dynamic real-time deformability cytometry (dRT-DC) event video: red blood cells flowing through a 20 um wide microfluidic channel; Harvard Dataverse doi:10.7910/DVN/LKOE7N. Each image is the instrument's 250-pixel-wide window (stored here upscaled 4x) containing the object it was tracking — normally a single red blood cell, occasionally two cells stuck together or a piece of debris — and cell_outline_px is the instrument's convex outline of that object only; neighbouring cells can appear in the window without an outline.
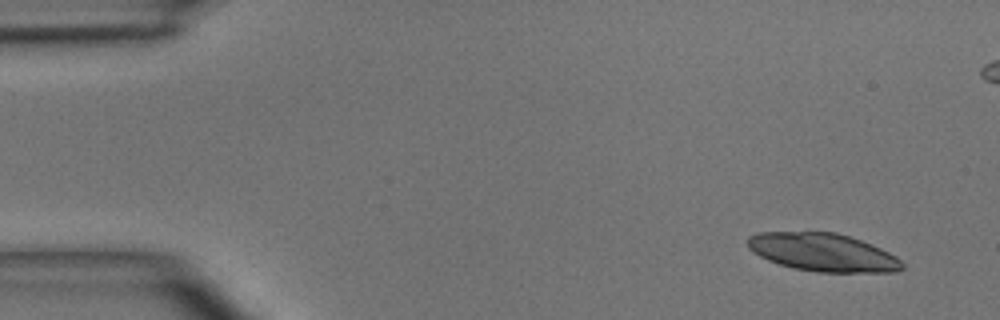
{"species": "common noctule bat (a hibernating species)", "species_latin": "Nyctalus noctula", "temperature_condition": "room temperature", "stored_images_in_passage": 3, "camera_frame_rate_fps": 3000, "um_per_image_px": 0.085, "animal": {"sex": "male", "body_mass_g": 15.6}, "frame": {"image": 1, "passage_image": 3, "time_ms": 3.333, "image_size_px": [1000, 320], "cell_outline_px": [[904, 268], [896, 272], [820, 272], [792, 268], [768, 260], [752, 252], [748, 248], [748, 236], [760, 232], [836, 232], [872, 244], [896, 256], [904, 264]], "centroid_in_image_um": [69.95, 21.45], "position_along_channel_um": 15.1, "area_um2": 34.22}}